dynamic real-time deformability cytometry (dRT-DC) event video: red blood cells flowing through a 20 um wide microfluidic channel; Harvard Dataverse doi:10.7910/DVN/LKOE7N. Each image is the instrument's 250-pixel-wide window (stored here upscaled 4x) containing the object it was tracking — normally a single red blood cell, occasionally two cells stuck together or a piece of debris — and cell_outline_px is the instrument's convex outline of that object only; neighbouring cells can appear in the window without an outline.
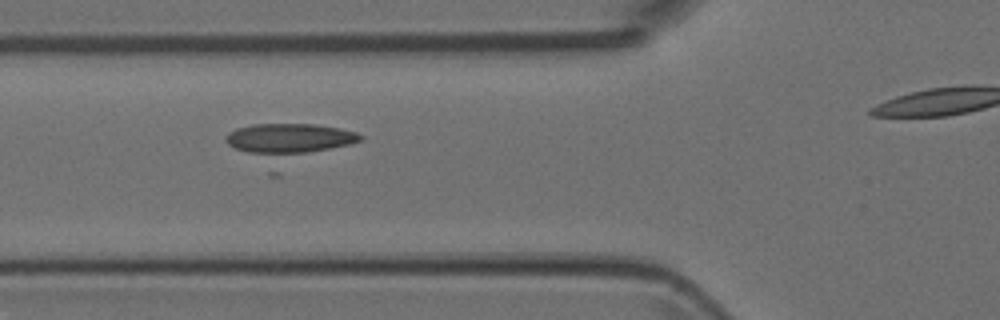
{"species": "Egyptian fruit bat (a non-hibernating species)", "species_latin": "Rousettus aegyptiacus", "temperature_condition": "room temperature", "stored_images_in_passage": 6, "segment_of_instrument_passage": [1, 2], "camera_frame_rate_fps": 3000, "um_per_image_px": 0.085, "animal": {"sex": "female"}, "frame": {"image": 1, "passage_image": 4, "time_ms": 1.0, "image_size_px": [1000, 320], "cell_outline_px": [[364, 140], [348, 144], [308, 152], [276, 156], [268, 156], [248, 152], [236, 148], [228, 144], [224, 140], [228, 132], [236, 128], [252, 124], [312, 124], [340, 128], [356, 132], [364, 136]], "centroid_in_image_um": [24.56, 11.77], "position_along_channel_um": 101.2, "area_um2": 23.58}}
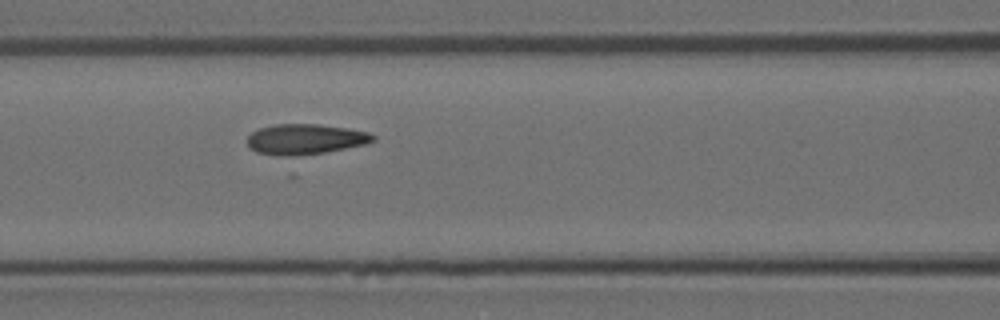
{"frame": {"image": 2, "passage_image": 5, "time_ms": 1.333, "image_size_px": [1000, 320], "cell_outline_px": [[376, 140], [368, 144], [288, 160], [256, 152], [248, 148], [248, 136], [252, 132], [260, 128], [276, 124], [316, 124], [348, 128], [368, 132], [376, 136]], "centroid_in_image_um": [25.94, 11.89], "position_along_channel_um": 140.7, "area_um2": 23.35}}